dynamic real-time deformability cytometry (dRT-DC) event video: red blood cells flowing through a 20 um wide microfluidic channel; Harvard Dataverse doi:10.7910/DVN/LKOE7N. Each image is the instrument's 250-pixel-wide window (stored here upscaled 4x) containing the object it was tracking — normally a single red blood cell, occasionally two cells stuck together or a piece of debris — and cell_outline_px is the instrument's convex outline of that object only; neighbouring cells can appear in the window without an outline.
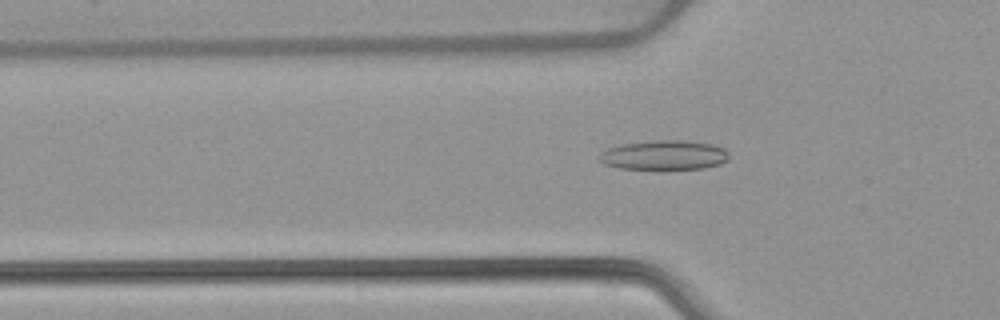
{"species": "common noctule bat (a hibernating species)", "species_latin": "Nyctalus noctula", "temperature_condition": "warm", "stored_images_in_passage": 52, "camera_frame_rate_fps": 3000, "um_per_image_px": 0.085, "animal": {"sex": "female", "body_mass_g": 22.7, "forearm_length_mm": 54.2}, "frame": {"image": 1, "passage_image": 17, "time_ms": 5.333, "image_size_px": [1000, 320], "cell_outline_px": [[728, 160], [720, 164], [704, 168], [664, 172], [620, 168], [604, 164], [600, 160], [600, 152], [608, 148], [624, 144], [656, 140], [680, 140], [712, 144], [724, 148], [728, 152]], "centroid_in_image_um": [56.47, 13.24], "position_along_channel_um": 69.3, "area_um2": 23.12}}
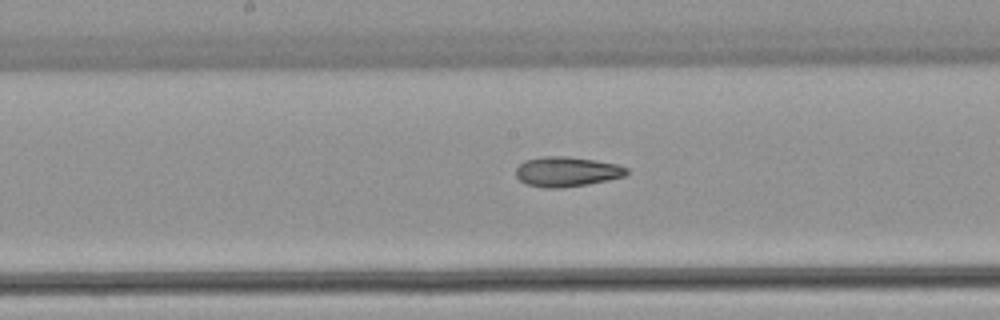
{"frame": {"image": 2, "passage_image": 27, "time_ms": 8.667, "image_size_px": [1000, 320], "cell_outline_px": [[628, 172], [624, 176], [608, 180], [588, 184], [560, 188], [544, 188], [528, 184], [520, 180], [516, 176], [516, 168], [524, 160], [544, 156], [568, 156], [596, 160], [616, 164], [628, 168]], "centroid_in_image_um": [48.17, 14.58], "position_along_channel_um": 200.0, "area_um2": 19.31}}
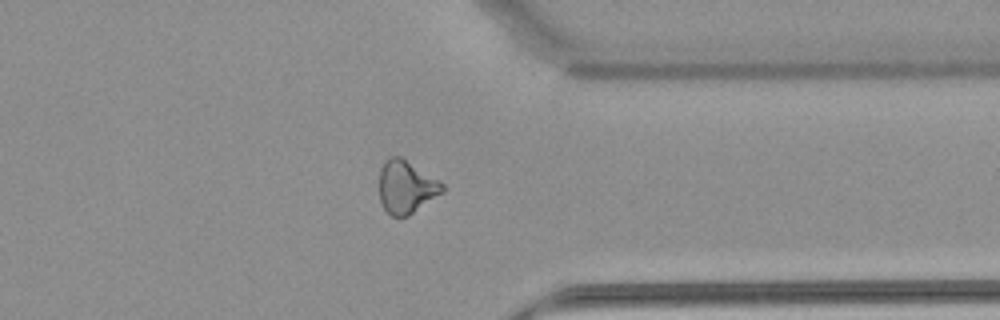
{"frame": {"image": 3, "passage_image": 41, "time_ms": 13.333, "image_size_px": [1000, 320], "cell_outline_px": [[444, 192], [408, 216], [392, 216], [384, 208], [380, 200], [380, 168], [384, 160], [388, 156], [400, 156], [444, 184]], "centroid_in_image_um": [34.52, 15.88], "position_along_channel_um": 376.9, "area_um2": 19.31}, "authors_computed_cell_mechanics": {"area_um2": 20.2589, "velocity_mm_per_s": 3.902, "shape_relaxation_time_tau1_ms": null, "shape_relaxation_time_tau2_ms": 3.0717, "deformation_change_tau1": null, "deformation_change_tau2": 0.118}}